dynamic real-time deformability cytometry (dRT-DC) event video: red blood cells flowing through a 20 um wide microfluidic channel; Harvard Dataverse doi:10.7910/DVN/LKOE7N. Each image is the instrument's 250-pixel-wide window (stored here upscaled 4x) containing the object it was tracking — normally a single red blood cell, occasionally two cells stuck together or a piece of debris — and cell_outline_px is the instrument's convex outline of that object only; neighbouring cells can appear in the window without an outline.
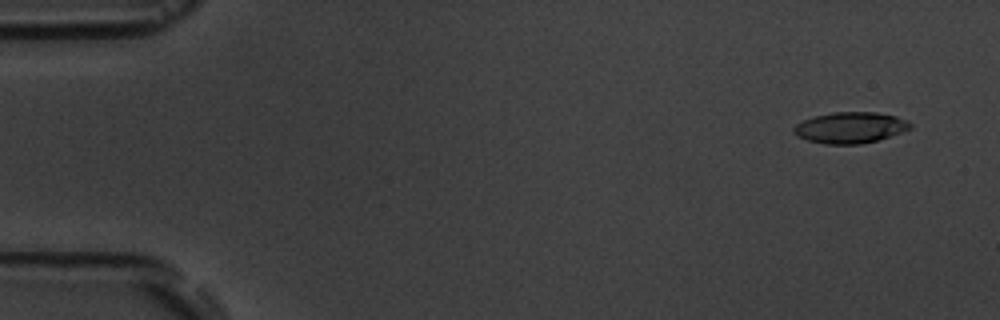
{"species": "common noctule bat (a hibernating species)", "species_latin": "Nyctalus noctula", "temperature_condition": "room temperature", "stored_images_in_passage": 5, "camera_frame_rate_fps": 3000, "um_per_image_px": 0.085, "animal": {"sex": "male", "body_mass_g": 19.5, "forearm_length_mm": 54.6}, "frame": {"image": 1, "passage_image": 1, "time_ms": 0.0, "image_size_px": [1000, 320], "cell_outline_px": [[912, 128], [876, 140], [860, 144], [824, 144], [808, 140], [796, 136], [792, 132], [792, 128], [796, 124], [812, 116], [832, 112], [876, 112], [896, 116], [908, 120], [912, 124]], "centroid_in_image_um": [72.24, 10.84], "position_along_channel_um": 12.8, "area_um2": 21.15}}
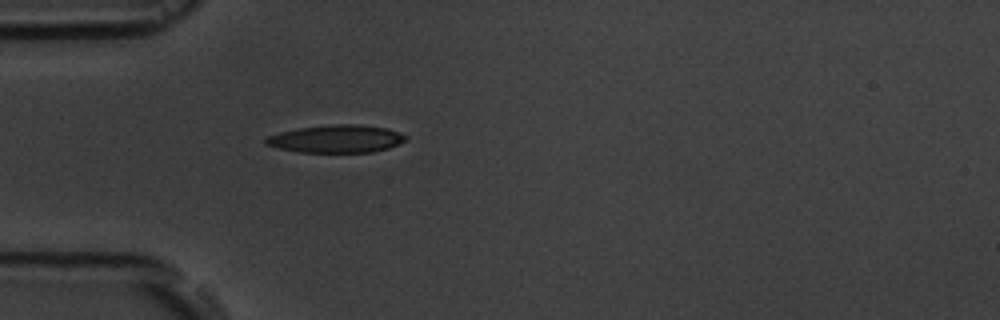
{"frame": {"image": 2, "passage_image": 5, "time_ms": 4.333, "image_size_px": [1000, 320], "cell_outline_px": [[408, 140], [388, 148], [372, 152], [300, 152], [280, 148], [264, 144], [264, 140], [268, 136], [280, 132], [296, 128], [332, 124], [360, 124], [388, 128], [400, 132], [408, 136]], "centroid_in_image_um": [28.63, 11.79], "position_along_channel_um": 56.4, "area_um2": 22.77}}